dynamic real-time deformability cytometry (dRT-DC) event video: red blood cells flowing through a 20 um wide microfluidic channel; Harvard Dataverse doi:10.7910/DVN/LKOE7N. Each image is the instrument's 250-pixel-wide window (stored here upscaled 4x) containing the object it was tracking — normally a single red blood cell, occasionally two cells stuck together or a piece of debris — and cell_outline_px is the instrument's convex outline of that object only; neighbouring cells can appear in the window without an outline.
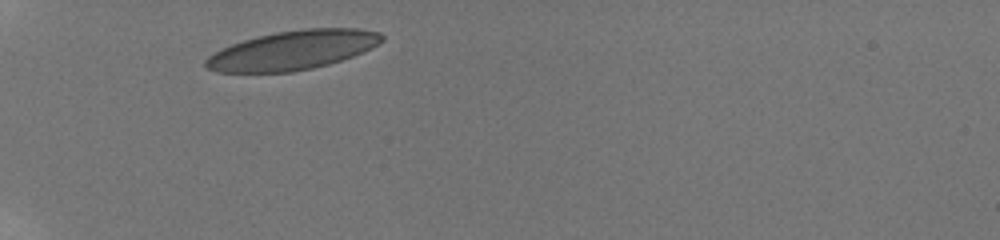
{"species": "human", "species_latin": "Homo sapiens", "temperature_condition": "room temperature", "stored_images_in_passage": 4, "camera_frame_rate_fps": 3000, "um_per_image_px": 0.085, "donor": {"sex": "male"}, "frame": {"image": 1, "passage_image": 1, "time_ms": 0.0, "image_size_px": [1000, 240], "cell_outline_px": [[384, 40], [372, 48], [352, 56], [328, 64], [312, 68], [292, 72], [216, 72], [208, 68], [204, 64], [204, 60], [208, 56], [220, 48], [256, 36], [276, 32], [304, 28], [360, 28], [380, 32], [384, 36]], "centroid_in_image_um": [24.88, 4.26], "position_along_channel_um": 60.1, "area_um2": 40.23}}
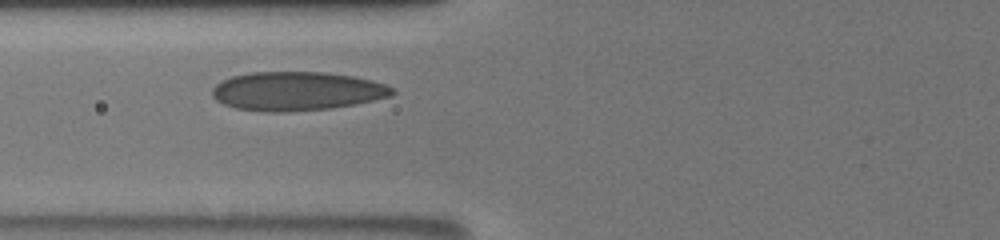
{"frame": {"image": 2, "passage_image": 3, "time_ms": 1.667, "image_size_px": [1000, 240], "cell_outline_px": [[396, 92], [392, 96], [356, 104], [328, 108], [284, 112], [268, 112], [236, 108], [224, 104], [216, 100], [212, 96], [212, 88], [216, 84], [232, 76], [252, 72], [324, 72], [352, 76], [372, 80], [388, 84]], "centroid_in_image_um": [25.25, 7.74], "position_along_channel_um": 100.5, "area_um2": 40.75}}
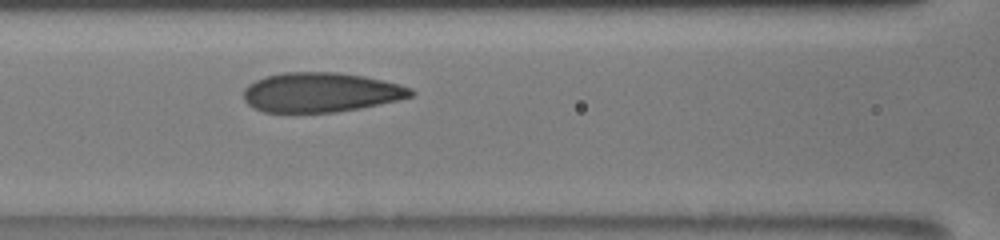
{"frame": {"image": 3, "passage_image": 4, "time_ms": 2.667, "image_size_px": [1000, 240], "cell_outline_px": [[416, 92], [412, 96], [380, 104], [360, 108], [336, 112], [264, 112], [248, 104], [244, 100], [244, 88], [248, 84], [256, 80], [268, 76], [284, 72], [336, 72], [364, 76], [384, 80], [400, 84], [412, 88]], "centroid_in_image_um": [27.29, 7.84], "position_along_channel_um": 139.3, "area_um2": 38.55}}